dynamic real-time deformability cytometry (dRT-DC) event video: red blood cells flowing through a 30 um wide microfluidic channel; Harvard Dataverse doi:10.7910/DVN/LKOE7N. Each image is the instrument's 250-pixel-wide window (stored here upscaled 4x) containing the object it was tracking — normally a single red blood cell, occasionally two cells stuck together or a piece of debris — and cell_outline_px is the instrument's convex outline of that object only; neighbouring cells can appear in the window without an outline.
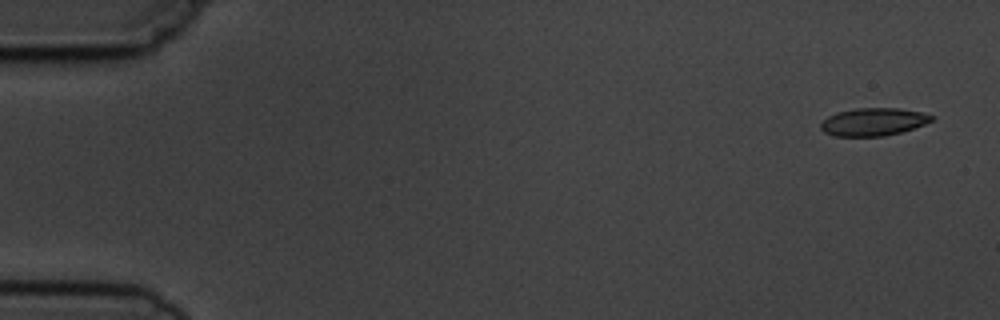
{"species": "common noctule bat (a hibernating species)", "species_latin": "Nyctalus noctula", "temperature_condition": "cold", "stored_images_in_passage": 5, "camera_frame_rate_fps": 3000, "um_per_image_px": 0.085, "animal": {"sex": "male", "body_mass_g": 19.5, "forearm_length_mm": 54.6}, "frame": {"image": 1, "passage_image": 1, "time_ms": 0.0, "image_size_px": [1000, 320], "cell_outline_px": [[936, 116], [932, 120], [924, 124], [900, 132], [884, 136], [836, 136], [824, 132], [820, 128], [820, 124], [828, 116], [836, 112], [856, 108], [900, 108], [920, 112]], "centroid_in_image_um": [74.22, 10.35], "position_along_channel_um": 10.8, "area_um2": 17.86}}
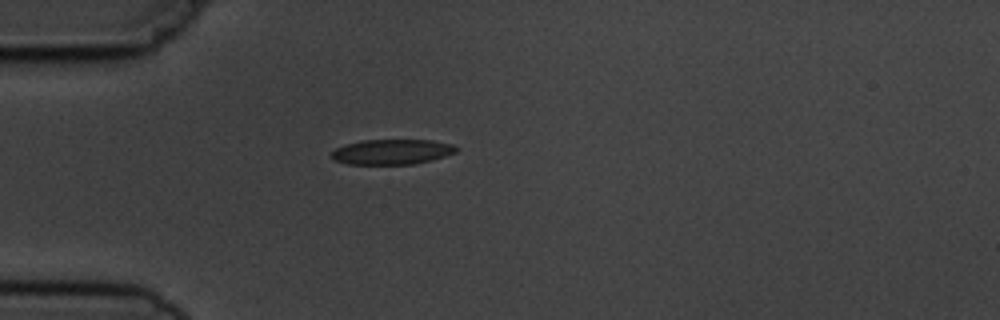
{"frame": {"image": 2, "passage_image": 5, "time_ms": 4.333, "image_size_px": [1000, 320], "cell_outline_px": [[456, 152], [432, 160], [412, 164], [348, 164], [332, 160], [328, 156], [336, 148], [344, 144], [360, 140], [432, 140], [452, 144], [456, 148]], "centroid_in_image_um": [33.24, 12.9], "position_along_channel_um": 51.8, "area_um2": 18.38}}